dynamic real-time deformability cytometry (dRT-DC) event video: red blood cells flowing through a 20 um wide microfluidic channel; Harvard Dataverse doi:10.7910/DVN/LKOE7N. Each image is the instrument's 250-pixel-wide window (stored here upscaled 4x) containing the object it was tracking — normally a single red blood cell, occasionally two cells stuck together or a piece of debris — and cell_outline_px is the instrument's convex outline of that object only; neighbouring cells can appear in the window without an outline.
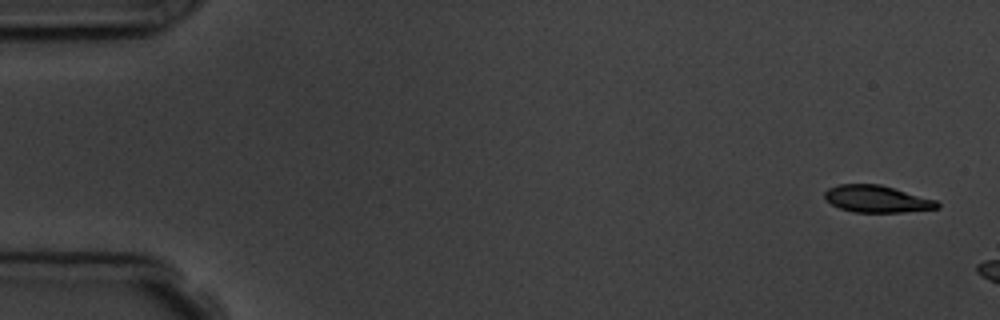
{"species": "common noctule bat (a hibernating species)", "species_latin": "Nyctalus noctula", "temperature_condition": "room temperature", "stored_images_in_passage": 3, "camera_frame_rate_fps": 3000, "um_per_image_px": 0.085, "animal": {"sex": "male", "body_mass_g": 19.5, "forearm_length_mm": 54.6}, "frame": {"image": 1, "passage_image": 1, "time_ms": 0.0, "image_size_px": [1000, 320], "cell_outline_px": [[940, 208], [904, 212], [852, 212], [840, 208], [832, 204], [824, 196], [824, 192], [828, 188], [840, 184], [880, 184], [936, 200], [940, 204]], "centroid_in_image_um": [74.54, 16.91], "position_along_channel_um": 10.5, "area_um2": 17.63}}